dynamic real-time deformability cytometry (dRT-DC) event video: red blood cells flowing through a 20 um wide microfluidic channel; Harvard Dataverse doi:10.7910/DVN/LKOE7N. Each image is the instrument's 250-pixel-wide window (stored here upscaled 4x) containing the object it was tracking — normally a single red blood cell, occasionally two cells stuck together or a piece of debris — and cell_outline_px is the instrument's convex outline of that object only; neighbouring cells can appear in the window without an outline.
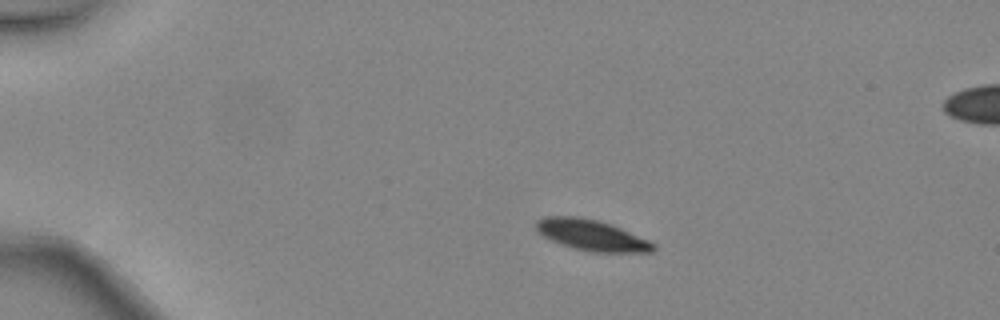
{"species": "common noctule bat (a hibernating species)", "species_latin": "Nyctalus noctula", "temperature_condition": "warm", "stored_images_in_passage": 4, "camera_frame_rate_fps": 3000, "um_per_image_px": 0.085, "animal": {"sex": "female", "body_mass_g": 24.6, "forearm_length_mm": 56.2}, "frame": {"image": 1, "passage_image": 1, "time_ms": 0.0, "image_size_px": [1000, 320], "cell_outline_px": [[656, 248], [652, 252], [592, 252], [572, 248], [560, 244], [544, 236], [536, 228], [536, 220], [544, 216], [576, 216], [596, 220], [612, 224], [648, 240], [656, 244]], "centroid_in_image_um": [50.29, 19.99], "position_along_channel_um": 34.7, "area_um2": 21.04}}
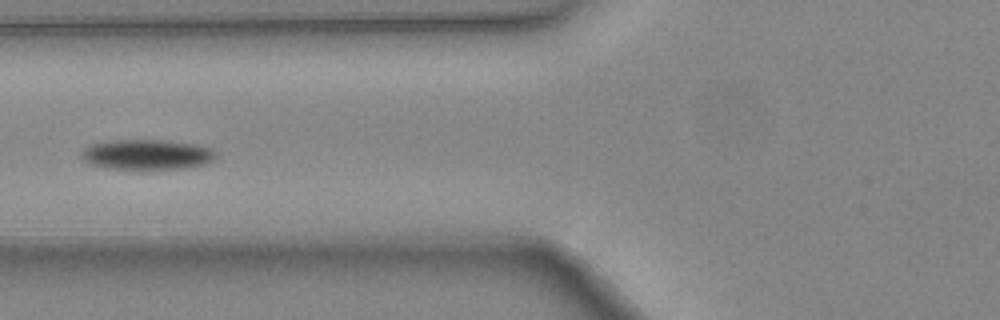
{"frame": {"image": 2, "passage_image": 4, "time_ms": 1.0, "image_size_px": [1000, 320], "cell_outline_px": [[216, 156], [212, 160], [204, 164], [188, 168], [104, 168], [88, 164], [80, 156], [80, 152], [84, 148], [92, 144], [112, 140], [164, 140], [192, 144], [212, 148], [216, 152]], "centroid_in_image_um": [12.45, 13.13], "position_along_channel_um": 113.3, "area_um2": 23.47}}